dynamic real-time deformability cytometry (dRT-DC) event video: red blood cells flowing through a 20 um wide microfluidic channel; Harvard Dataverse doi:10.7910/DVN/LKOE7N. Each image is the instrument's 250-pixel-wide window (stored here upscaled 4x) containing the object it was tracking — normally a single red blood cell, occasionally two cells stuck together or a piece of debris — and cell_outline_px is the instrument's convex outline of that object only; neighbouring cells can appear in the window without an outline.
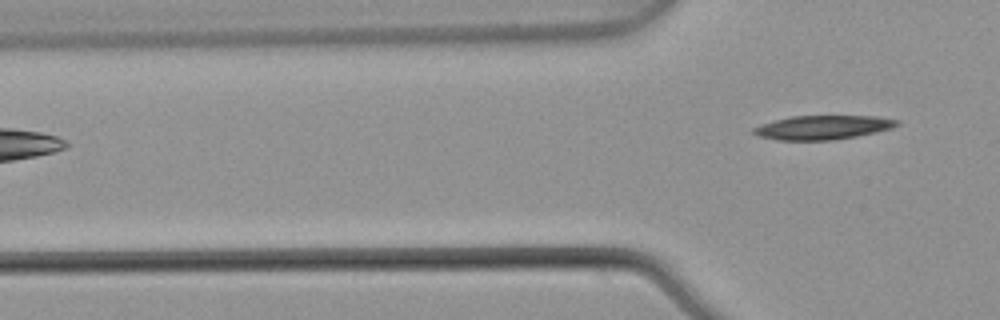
{"species": "common noctule bat (a hibernating species)", "species_latin": "Nyctalus noctula", "temperature_condition": "warm", "stored_images_in_passage": 3, "camera_frame_rate_fps": 3000, "um_per_image_px": 0.085, "animal": {"sex": "male", "body_mass_g": 21.5, "forearm_length_mm": 52.0}, "frame": {"image": 1, "passage_image": 3, "time_ms": 0.667, "image_size_px": [1000, 320], "cell_outline_px": [[900, 124], [892, 128], [876, 132], [856, 136], [832, 140], [776, 140], [756, 136], [752, 132], [752, 128], [760, 124], [792, 116], [876, 116], [900, 120]], "centroid_in_image_um": [69.92, 10.83], "position_along_channel_um": 55.9, "area_um2": 20.17}}